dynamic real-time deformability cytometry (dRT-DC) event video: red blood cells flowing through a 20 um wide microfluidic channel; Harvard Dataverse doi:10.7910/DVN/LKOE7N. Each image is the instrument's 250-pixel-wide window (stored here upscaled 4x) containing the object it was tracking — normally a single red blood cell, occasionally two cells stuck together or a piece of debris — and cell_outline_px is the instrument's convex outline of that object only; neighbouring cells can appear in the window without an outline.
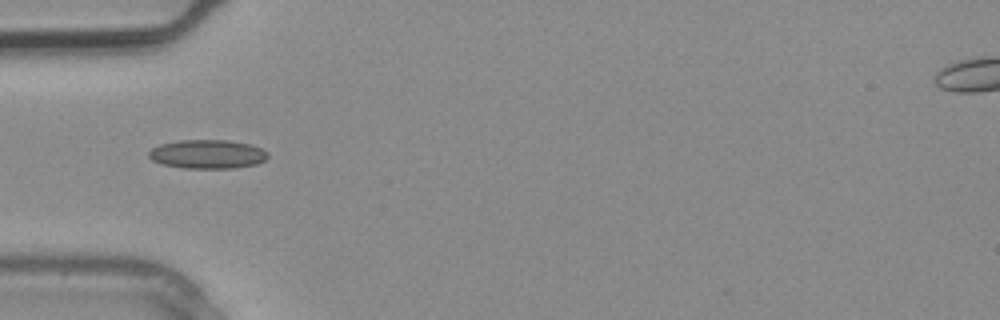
{"species": "common noctule bat (a hibernating species)", "species_latin": "Nyctalus noctula", "temperature_condition": "warm", "stored_images_in_passage": 1, "camera_frame_rate_fps": 3000, "um_per_image_px": 0.085, "animal": {"sex": "male", "body_mass_g": 20.4}, "frame": {"image": 1, "passage_image": 1, "time_ms": 0.0, "image_size_px": [1000, 320], "cell_outline_px": [[268, 156], [264, 160], [256, 164], [236, 168], [184, 168], [160, 164], [152, 160], [148, 156], [148, 152], [152, 148], [160, 144], [176, 140], [228, 140], [252, 144], [268, 152]], "centroid_in_image_um": [17.62, 13.1], "position_along_channel_um": 67.4, "area_um2": 20.23}}